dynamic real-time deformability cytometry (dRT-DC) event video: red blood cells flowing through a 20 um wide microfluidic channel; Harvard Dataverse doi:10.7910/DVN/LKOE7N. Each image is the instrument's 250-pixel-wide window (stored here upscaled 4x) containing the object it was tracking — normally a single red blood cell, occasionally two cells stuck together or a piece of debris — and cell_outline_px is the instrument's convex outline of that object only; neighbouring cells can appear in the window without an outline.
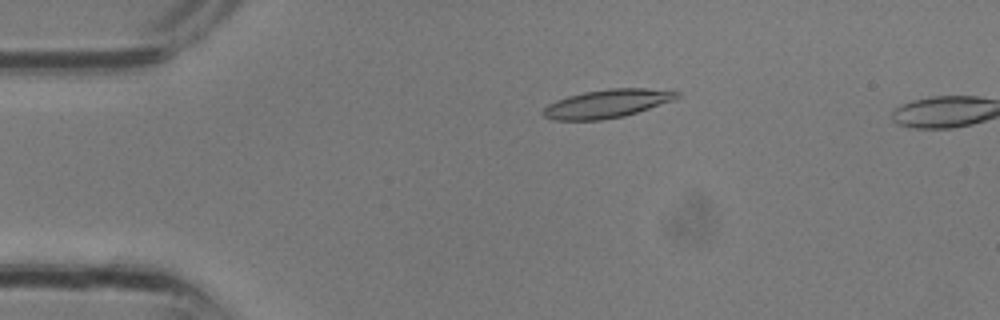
{"species": "common noctule bat (a hibernating species)", "species_latin": "Nyctalus noctula", "temperature_condition": "room temperature", "stored_images_in_passage": 8, "camera_frame_rate_fps": 3000, "um_per_image_px": 0.085, "animal": {"sex": "male", "body_mass_g": 13.3}, "frame": {"image": 1, "passage_image": 7, "time_ms": 2.0, "image_size_px": [1000, 320], "cell_outline_px": [[680, 96], [672, 100], [624, 116], [600, 120], [556, 120], [544, 116], [540, 112], [548, 104], [556, 100], [568, 96], [584, 92], [612, 88], [676, 88], [680, 92]], "centroid_in_image_um": [51.65, 8.78], "position_along_channel_um": 33.3, "area_um2": 22.25}}